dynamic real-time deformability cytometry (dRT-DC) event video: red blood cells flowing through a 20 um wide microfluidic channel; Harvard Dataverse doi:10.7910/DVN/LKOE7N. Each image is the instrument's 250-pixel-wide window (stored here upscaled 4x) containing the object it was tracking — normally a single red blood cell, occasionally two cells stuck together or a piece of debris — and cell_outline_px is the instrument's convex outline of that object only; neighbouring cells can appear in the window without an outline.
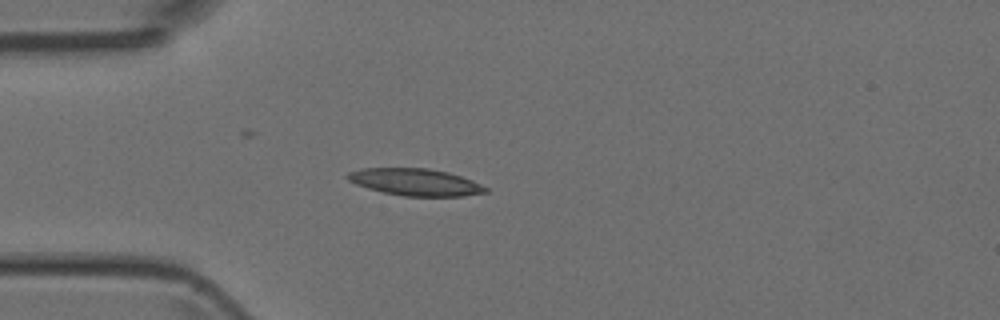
{"species": "Egyptian fruit bat (a non-hibernating species)", "species_latin": "Rousettus aegyptiacus", "temperature_condition": "room temperature", "stored_images_in_passage": 3, "camera_frame_rate_fps": 3000, "um_per_image_px": 0.085, "animal": {"sex": "female"}, "frame": {"image": 1, "passage_image": 3, "time_ms": 3.333, "image_size_px": [1000, 320], "cell_outline_px": [[488, 192], [464, 196], [404, 196], [384, 192], [368, 188], [356, 184], [348, 180], [344, 176], [348, 172], [360, 168], [428, 168], [448, 172], [472, 180], [488, 188]], "centroid_in_image_um": [35.29, 15.47], "position_along_channel_um": 49.7, "area_um2": 21.73}}